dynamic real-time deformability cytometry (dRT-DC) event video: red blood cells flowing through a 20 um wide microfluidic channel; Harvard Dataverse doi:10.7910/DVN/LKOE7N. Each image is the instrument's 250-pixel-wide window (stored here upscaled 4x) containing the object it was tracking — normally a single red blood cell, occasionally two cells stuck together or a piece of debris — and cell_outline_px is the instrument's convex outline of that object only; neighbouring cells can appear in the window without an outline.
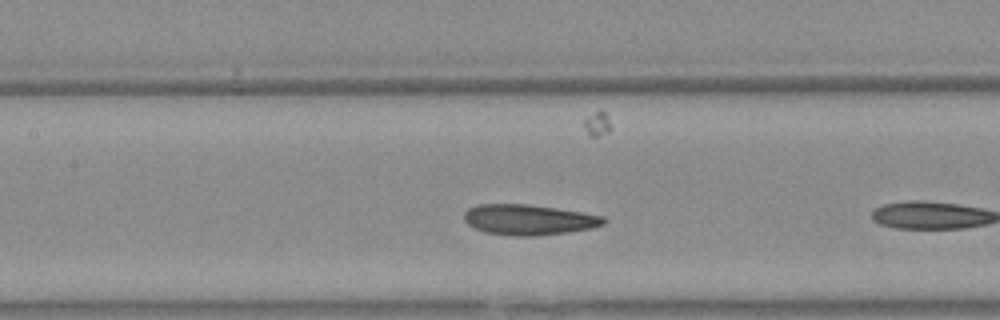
{"species": "Egyptian fruit bat (a non-hibernating species)", "species_latin": "Rousettus aegyptiacus", "temperature_condition": "warm", "stored_images_in_passage": 9, "camera_frame_rate_fps": 3000, "um_per_image_px": 0.085, "animal": {"sex": "female"}, "frame": {"image": 1, "passage_image": 8, "time_ms": 2.333, "image_size_px": [1000, 320], "cell_outline_px": [[608, 220], [604, 224], [592, 228], [568, 232], [540, 236], [516, 236], [484, 232], [468, 224], [464, 220], [464, 212], [468, 208], [480, 204], [528, 204], [556, 208], [604, 216]], "centroid_in_image_um": [44.95, 18.68], "position_along_channel_um": 162.4, "area_um2": 24.85}}